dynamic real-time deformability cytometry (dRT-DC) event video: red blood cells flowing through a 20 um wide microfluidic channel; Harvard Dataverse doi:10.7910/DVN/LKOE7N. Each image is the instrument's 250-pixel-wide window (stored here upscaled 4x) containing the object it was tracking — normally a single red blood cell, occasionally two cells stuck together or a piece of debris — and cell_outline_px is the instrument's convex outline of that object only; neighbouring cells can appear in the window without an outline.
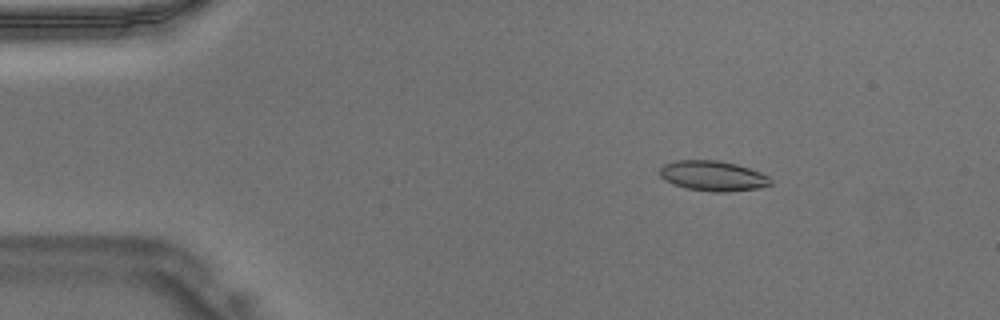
{"species": "Egyptian fruit bat (a non-hibernating species)", "species_latin": "Rousettus aegyptiacus", "temperature_condition": "warm", "stored_images_in_passage": 46, "camera_frame_rate_fps": 3000, "um_per_image_px": 0.085, "animal": {"sex": "male"}, "frame": {"image": 1, "passage_image": 7, "time_ms": 2.0, "image_size_px": [1000, 320], "cell_outline_px": [[772, 184], [760, 188], [728, 192], [712, 192], [688, 188], [664, 180], [660, 176], [660, 168], [664, 164], [676, 160], [716, 160], [736, 164], [760, 172], [768, 176], [772, 180]], "centroid_in_image_um": [60.62, 14.95], "position_along_channel_um": 24.4, "area_um2": 19.42}}
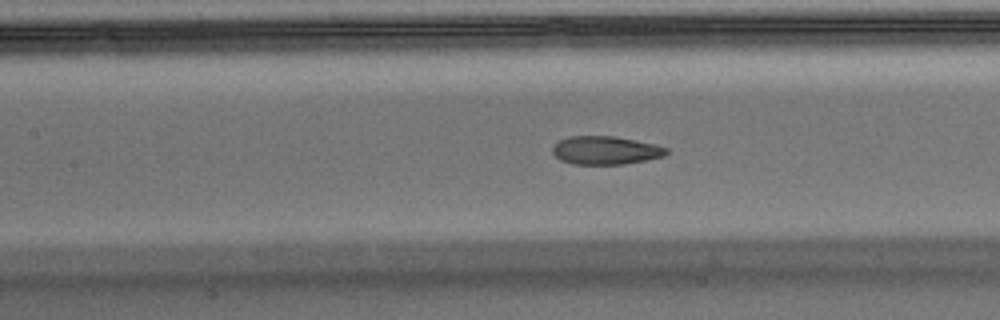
{"frame": {"image": 2, "passage_image": 21, "time_ms": 6.667, "image_size_px": [1000, 320], "cell_outline_px": [[668, 152], [664, 156], [648, 160], [624, 164], [572, 164], [560, 160], [552, 152], [552, 148], [560, 140], [568, 136], [616, 136], [656, 144], [668, 148]], "centroid_in_image_um": [51.5, 12.78], "position_along_channel_um": 155.9, "area_um2": 18.9}}
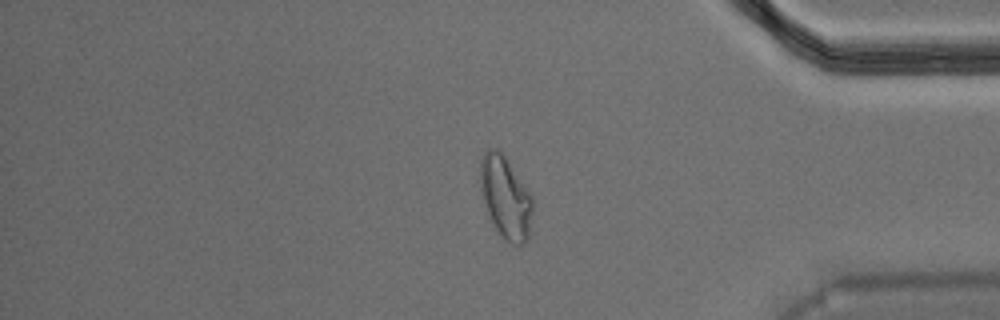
{"frame": {"image": 3, "passage_image": 39, "time_ms": 12.667, "image_size_px": [1000, 320], "cell_outline_px": [[532, 212], [528, 240], [524, 244], [512, 244], [496, 228], [488, 212], [480, 188], [480, 160], [484, 152], [488, 148], [500, 148], [532, 196]], "centroid_in_image_um": [42.97, 16.71], "position_along_channel_um": 392.2, "area_um2": 24.8}}